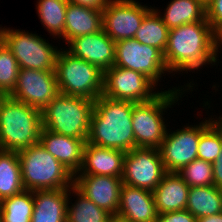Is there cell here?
I'll use <instances>...</instances> for the list:
<instances>
[{"instance_id":"d6986e66","label":"cell","mask_w":222,"mask_h":222,"mask_svg":"<svg viewBox=\"0 0 222 222\" xmlns=\"http://www.w3.org/2000/svg\"><path fill=\"white\" fill-rule=\"evenodd\" d=\"M126 152L85 144L82 166L75 175H107L122 178Z\"/></svg>"},{"instance_id":"277c9868","label":"cell","mask_w":222,"mask_h":222,"mask_svg":"<svg viewBox=\"0 0 222 222\" xmlns=\"http://www.w3.org/2000/svg\"><path fill=\"white\" fill-rule=\"evenodd\" d=\"M42 111L5 95L0 102V150L19 152L39 143Z\"/></svg>"},{"instance_id":"4dcf8cb0","label":"cell","mask_w":222,"mask_h":222,"mask_svg":"<svg viewBox=\"0 0 222 222\" xmlns=\"http://www.w3.org/2000/svg\"><path fill=\"white\" fill-rule=\"evenodd\" d=\"M177 174L189 187L214 185L212 163L198 158L182 167Z\"/></svg>"},{"instance_id":"d4e9b609","label":"cell","mask_w":222,"mask_h":222,"mask_svg":"<svg viewBox=\"0 0 222 222\" xmlns=\"http://www.w3.org/2000/svg\"><path fill=\"white\" fill-rule=\"evenodd\" d=\"M72 191V192H71ZM77 198L70 203L72 194ZM66 222H108L112 215L82 194L74 185L69 188ZM70 204H72L70 206Z\"/></svg>"},{"instance_id":"d6a6232c","label":"cell","mask_w":222,"mask_h":222,"mask_svg":"<svg viewBox=\"0 0 222 222\" xmlns=\"http://www.w3.org/2000/svg\"><path fill=\"white\" fill-rule=\"evenodd\" d=\"M206 19L216 34L222 30V0H211L206 4Z\"/></svg>"},{"instance_id":"ffe728a7","label":"cell","mask_w":222,"mask_h":222,"mask_svg":"<svg viewBox=\"0 0 222 222\" xmlns=\"http://www.w3.org/2000/svg\"><path fill=\"white\" fill-rule=\"evenodd\" d=\"M189 188L177 172H167L152 191L157 214L186 210Z\"/></svg>"},{"instance_id":"484cf974","label":"cell","mask_w":222,"mask_h":222,"mask_svg":"<svg viewBox=\"0 0 222 222\" xmlns=\"http://www.w3.org/2000/svg\"><path fill=\"white\" fill-rule=\"evenodd\" d=\"M23 190L25 189L18 153L0 150V200Z\"/></svg>"},{"instance_id":"60d3db41","label":"cell","mask_w":222,"mask_h":222,"mask_svg":"<svg viewBox=\"0 0 222 222\" xmlns=\"http://www.w3.org/2000/svg\"><path fill=\"white\" fill-rule=\"evenodd\" d=\"M4 96H5V95L0 92V102H1V100L3 99Z\"/></svg>"},{"instance_id":"4316f807","label":"cell","mask_w":222,"mask_h":222,"mask_svg":"<svg viewBox=\"0 0 222 222\" xmlns=\"http://www.w3.org/2000/svg\"><path fill=\"white\" fill-rule=\"evenodd\" d=\"M200 122L198 159L214 163L222 148V115ZM214 119V120H213ZM217 119V120H216Z\"/></svg>"},{"instance_id":"8d00e7d4","label":"cell","mask_w":222,"mask_h":222,"mask_svg":"<svg viewBox=\"0 0 222 222\" xmlns=\"http://www.w3.org/2000/svg\"><path fill=\"white\" fill-rule=\"evenodd\" d=\"M197 222H222V213L199 218Z\"/></svg>"},{"instance_id":"74e56055","label":"cell","mask_w":222,"mask_h":222,"mask_svg":"<svg viewBox=\"0 0 222 222\" xmlns=\"http://www.w3.org/2000/svg\"><path fill=\"white\" fill-rule=\"evenodd\" d=\"M222 30L217 34V48H218V52L220 53L219 50L222 49Z\"/></svg>"},{"instance_id":"3957f363","label":"cell","mask_w":222,"mask_h":222,"mask_svg":"<svg viewBox=\"0 0 222 222\" xmlns=\"http://www.w3.org/2000/svg\"><path fill=\"white\" fill-rule=\"evenodd\" d=\"M193 81L182 87L160 91L152 100L133 103L132 127L135 137V148H157L161 147L168 131V123L163 117L166 109L172 108L187 90L194 89ZM192 87V88H191ZM182 88V89H181ZM189 88V89H188ZM186 91V92H185ZM184 92V93H183ZM164 112V113H163ZM165 120V121H164Z\"/></svg>"},{"instance_id":"603a6c76","label":"cell","mask_w":222,"mask_h":222,"mask_svg":"<svg viewBox=\"0 0 222 222\" xmlns=\"http://www.w3.org/2000/svg\"><path fill=\"white\" fill-rule=\"evenodd\" d=\"M163 13L160 17L164 24L173 29L203 21L206 18V5L201 0H170Z\"/></svg>"},{"instance_id":"7c38bea8","label":"cell","mask_w":222,"mask_h":222,"mask_svg":"<svg viewBox=\"0 0 222 222\" xmlns=\"http://www.w3.org/2000/svg\"><path fill=\"white\" fill-rule=\"evenodd\" d=\"M151 7L136 0H108L102 9L103 31L115 42L132 39Z\"/></svg>"},{"instance_id":"52a82bcc","label":"cell","mask_w":222,"mask_h":222,"mask_svg":"<svg viewBox=\"0 0 222 222\" xmlns=\"http://www.w3.org/2000/svg\"><path fill=\"white\" fill-rule=\"evenodd\" d=\"M60 49L55 65L59 93L95 101L103 94L104 72L66 49Z\"/></svg>"},{"instance_id":"83f0119b","label":"cell","mask_w":222,"mask_h":222,"mask_svg":"<svg viewBox=\"0 0 222 222\" xmlns=\"http://www.w3.org/2000/svg\"><path fill=\"white\" fill-rule=\"evenodd\" d=\"M160 13L161 11L152 7L136 31L134 39L141 44L155 47L164 53L170 29L164 24Z\"/></svg>"},{"instance_id":"7a4b0ae2","label":"cell","mask_w":222,"mask_h":222,"mask_svg":"<svg viewBox=\"0 0 222 222\" xmlns=\"http://www.w3.org/2000/svg\"><path fill=\"white\" fill-rule=\"evenodd\" d=\"M132 111V102L99 96L94 102L87 143L124 152L134 149Z\"/></svg>"},{"instance_id":"9a60e30c","label":"cell","mask_w":222,"mask_h":222,"mask_svg":"<svg viewBox=\"0 0 222 222\" xmlns=\"http://www.w3.org/2000/svg\"><path fill=\"white\" fill-rule=\"evenodd\" d=\"M73 185L98 207L117 215L122 178L107 175H74Z\"/></svg>"},{"instance_id":"f546056e","label":"cell","mask_w":222,"mask_h":222,"mask_svg":"<svg viewBox=\"0 0 222 222\" xmlns=\"http://www.w3.org/2000/svg\"><path fill=\"white\" fill-rule=\"evenodd\" d=\"M68 2V0H37L36 10L40 22L56 39L64 35Z\"/></svg>"},{"instance_id":"d590c367","label":"cell","mask_w":222,"mask_h":222,"mask_svg":"<svg viewBox=\"0 0 222 222\" xmlns=\"http://www.w3.org/2000/svg\"><path fill=\"white\" fill-rule=\"evenodd\" d=\"M68 1L76 5H81L93 9H103L108 2V0H68Z\"/></svg>"},{"instance_id":"4fadbf2b","label":"cell","mask_w":222,"mask_h":222,"mask_svg":"<svg viewBox=\"0 0 222 222\" xmlns=\"http://www.w3.org/2000/svg\"><path fill=\"white\" fill-rule=\"evenodd\" d=\"M58 94L55 71L19 69L9 96L42 111Z\"/></svg>"},{"instance_id":"f35d334b","label":"cell","mask_w":222,"mask_h":222,"mask_svg":"<svg viewBox=\"0 0 222 222\" xmlns=\"http://www.w3.org/2000/svg\"><path fill=\"white\" fill-rule=\"evenodd\" d=\"M108 222H127V221L123 220L117 216H112Z\"/></svg>"},{"instance_id":"30bf717a","label":"cell","mask_w":222,"mask_h":222,"mask_svg":"<svg viewBox=\"0 0 222 222\" xmlns=\"http://www.w3.org/2000/svg\"><path fill=\"white\" fill-rule=\"evenodd\" d=\"M156 84L144 74L113 65L104 72L103 95L132 103L152 100L160 92ZM155 91V92H154Z\"/></svg>"},{"instance_id":"5b68a950","label":"cell","mask_w":222,"mask_h":222,"mask_svg":"<svg viewBox=\"0 0 222 222\" xmlns=\"http://www.w3.org/2000/svg\"><path fill=\"white\" fill-rule=\"evenodd\" d=\"M17 153L25 190L68 189L73 185L74 175L40 143Z\"/></svg>"},{"instance_id":"f1b7e54d","label":"cell","mask_w":222,"mask_h":222,"mask_svg":"<svg viewBox=\"0 0 222 222\" xmlns=\"http://www.w3.org/2000/svg\"><path fill=\"white\" fill-rule=\"evenodd\" d=\"M34 208L33 191L23 190L0 203V222H31Z\"/></svg>"},{"instance_id":"9c48e42d","label":"cell","mask_w":222,"mask_h":222,"mask_svg":"<svg viewBox=\"0 0 222 222\" xmlns=\"http://www.w3.org/2000/svg\"><path fill=\"white\" fill-rule=\"evenodd\" d=\"M115 66L138 71L158 85L162 75L168 74L163 53L136 39H126L115 44Z\"/></svg>"},{"instance_id":"836d02e7","label":"cell","mask_w":222,"mask_h":222,"mask_svg":"<svg viewBox=\"0 0 222 222\" xmlns=\"http://www.w3.org/2000/svg\"><path fill=\"white\" fill-rule=\"evenodd\" d=\"M156 222H197V218L188 210L157 214Z\"/></svg>"},{"instance_id":"e575fe53","label":"cell","mask_w":222,"mask_h":222,"mask_svg":"<svg viewBox=\"0 0 222 222\" xmlns=\"http://www.w3.org/2000/svg\"><path fill=\"white\" fill-rule=\"evenodd\" d=\"M212 167H213L214 186L222 190V148H221V153L218 155L215 162L212 163Z\"/></svg>"},{"instance_id":"6da1fadb","label":"cell","mask_w":222,"mask_h":222,"mask_svg":"<svg viewBox=\"0 0 222 222\" xmlns=\"http://www.w3.org/2000/svg\"><path fill=\"white\" fill-rule=\"evenodd\" d=\"M218 54L217 34L205 18L170 29L163 56L169 73L181 74L207 64L218 66Z\"/></svg>"},{"instance_id":"8992f818","label":"cell","mask_w":222,"mask_h":222,"mask_svg":"<svg viewBox=\"0 0 222 222\" xmlns=\"http://www.w3.org/2000/svg\"><path fill=\"white\" fill-rule=\"evenodd\" d=\"M94 100L58 94L42 110V127L87 142Z\"/></svg>"},{"instance_id":"2e32d148","label":"cell","mask_w":222,"mask_h":222,"mask_svg":"<svg viewBox=\"0 0 222 222\" xmlns=\"http://www.w3.org/2000/svg\"><path fill=\"white\" fill-rule=\"evenodd\" d=\"M115 44L103 29L94 34L79 36L68 43L66 50L73 56L98 66L103 72L115 61Z\"/></svg>"},{"instance_id":"ac0fdd59","label":"cell","mask_w":222,"mask_h":222,"mask_svg":"<svg viewBox=\"0 0 222 222\" xmlns=\"http://www.w3.org/2000/svg\"><path fill=\"white\" fill-rule=\"evenodd\" d=\"M116 216L127 222H156L153 192L123 184Z\"/></svg>"},{"instance_id":"1f68e13d","label":"cell","mask_w":222,"mask_h":222,"mask_svg":"<svg viewBox=\"0 0 222 222\" xmlns=\"http://www.w3.org/2000/svg\"><path fill=\"white\" fill-rule=\"evenodd\" d=\"M19 65L11 51L0 40V92L9 95L17 82Z\"/></svg>"},{"instance_id":"ba28073f","label":"cell","mask_w":222,"mask_h":222,"mask_svg":"<svg viewBox=\"0 0 222 222\" xmlns=\"http://www.w3.org/2000/svg\"><path fill=\"white\" fill-rule=\"evenodd\" d=\"M0 40L14 55L20 69L55 71L60 49L41 35L1 26Z\"/></svg>"},{"instance_id":"5bb4252c","label":"cell","mask_w":222,"mask_h":222,"mask_svg":"<svg viewBox=\"0 0 222 222\" xmlns=\"http://www.w3.org/2000/svg\"><path fill=\"white\" fill-rule=\"evenodd\" d=\"M200 123L167 131L159 148L166 172H178L198 158Z\"/></svg>"},{"instance_id":"44dd1931","label":"cell","mask_w":222,"mask_h":222,"mask_svg":"<svg viewBox=\"0 0 222 222\" xmlns=\"http://www.w3.org/2000/svg\"><path fill=\"white\" fill-rule=\"evenodd\" d=\"M64 35L68 44L72 39L94 34L103 29L102 9H93L68 2L65 13Z\"/></svg>"},{"instance_id":"cb8c5ba5","label":"cell","mask_w":222,"mask_h":222,"mask_svg":"<svg viewBox=\"0 0 222 222\" xmlns=\"http://www.w3.org/2000/svg\"><path fill=\"white\" fill-rule=\"evenodd\" d=\"M186 210L197 219L222 213V190L214 185L190 187Z\"/></svg>"},{"instance_id":"7402d4cb","label":"cell","mask_w":222,"mask_h":222,"mask_svg":"<svg viewBox=\"0 0 222 222\" xmlns=\"http://www.w3.org/2000/svg\"><path fill=\"white\" fill-rule=\"evenodd\" d=\"M68 189L33 191L31 222H66Z\"/></svg>"},{"instance_id":"ab89813d","label":"cell","mask_w":222,"mask_h":222,"mask_svg":"<svg viewBox=\"0 0 222 222\" xmlns=\"http://www.w3.org/2000/svg\"><path fill=\"white\" fill-rule=\"evenodd\" d=\"M205 5L209 3L211 0H201Z\"/></svg>"},{"instance_id":"8fae6325","label":"cell","mask_w":222,"mask_h":222,"mask_svg":"<svg viewBox=\"0 0 222 222\" xmlns=\"http://www.w3.org/2000/svg\"><path fill=\"white\" fill-rule=\"evenodd\" d=\"M166 173L157 148H134L125 154L123 184L153 191Z\"/></svg>"},{"instance_id":"e0dca14e","label":"cell","mask_w":222,"mask_h":222,"mask_svg":"<svg viewBox=\"0 0 222 222\" xmlns=\"http://www.w3.org/2000/svg\"><path fill=\"white\" fill-rule=\"evenodd\" d=\"M39 143L73 175L78 173L86 141L53 133L42 127Z\"/></svg>"}]
</instances>
